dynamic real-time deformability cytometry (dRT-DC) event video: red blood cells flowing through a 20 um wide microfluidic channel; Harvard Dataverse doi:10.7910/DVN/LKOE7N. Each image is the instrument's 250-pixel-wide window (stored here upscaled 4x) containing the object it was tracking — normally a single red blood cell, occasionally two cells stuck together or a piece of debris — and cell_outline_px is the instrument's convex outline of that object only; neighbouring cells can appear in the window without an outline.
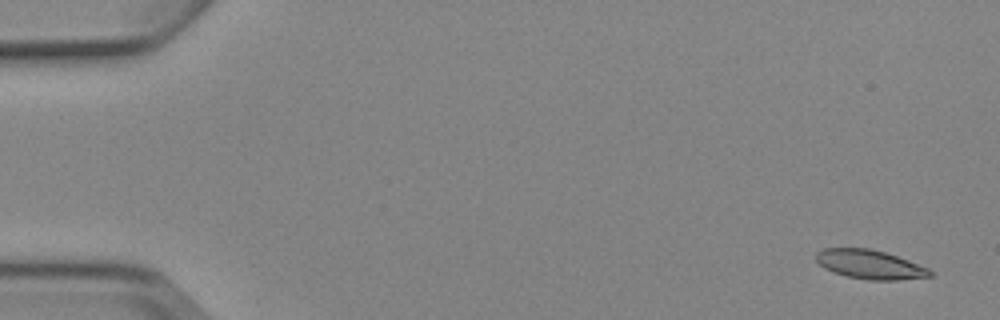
{"species": "Egyptian fruit bat (a non-hibernating species)", "species_latin": "Rousettus aegyptiacus", "temperature_condition": "cold", "stored_images_in_passage": 6, "camera_frame_rate_fps": 3000, "um_per_image_px": 0.085, "animal": {"sex": "female"}, "frame": {"image": 1, "passage_image": 1, "time_ms": 0.0, "image_size_px": [1000, 320], "cell_outline_px": [[932, 276], [896, 280], [868, 280], [848, 276], [824, 268], [816, 260], [816, 252], [824, 248], [872, 248], [908, 260], [928, 268], [932, 272]], "centroid_in_image_um": [73.93, 22.47], "position_along_channel_um": 11.1, "area_um2": 19.07}}